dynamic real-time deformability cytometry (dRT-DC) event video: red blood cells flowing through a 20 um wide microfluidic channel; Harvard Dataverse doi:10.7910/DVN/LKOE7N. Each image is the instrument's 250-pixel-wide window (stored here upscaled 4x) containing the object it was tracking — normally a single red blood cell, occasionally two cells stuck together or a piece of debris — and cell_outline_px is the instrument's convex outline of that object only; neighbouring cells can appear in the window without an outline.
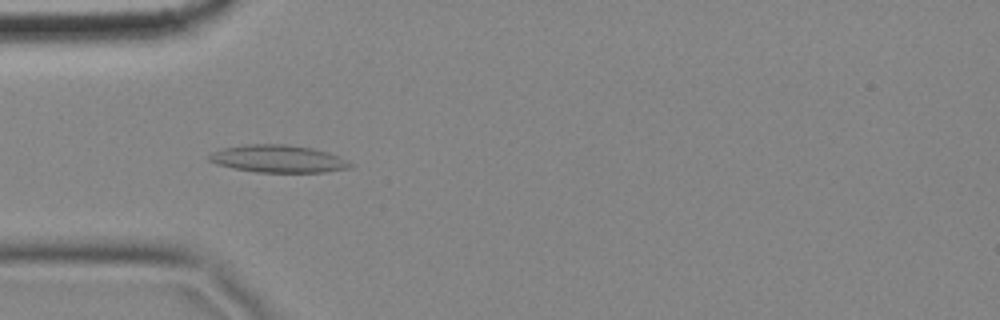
{"species": "common noctule bat (a hibernating species)", "species_latin": "Nyctalus noctula", "temperature_condition": "cold", "stored_images_in_passage": 6, "camera_frame_rate_fps": 3000, "um_per_image_px": 0.085, "animal": {"sex": "female", "body_mass_g": 18.4}, "frame": {"image": 1, "passage_image": 5, "time_ms": 1.333, "image_size_px": [1000, 320], "cell_outline_px": [[352, 168], [324, 172], [256, 172], [232, 168], [216, 164], [208, 160], [208, 156], [212, 152], [224, 148], [248, 144], [288, 144], [312, 148], [328, 152], [340, 156], [352, 164]], "centroid_in_image_um": [23.65, 13.5], "position_along_channel_um": 61.3, "area_um2": 22.66}}
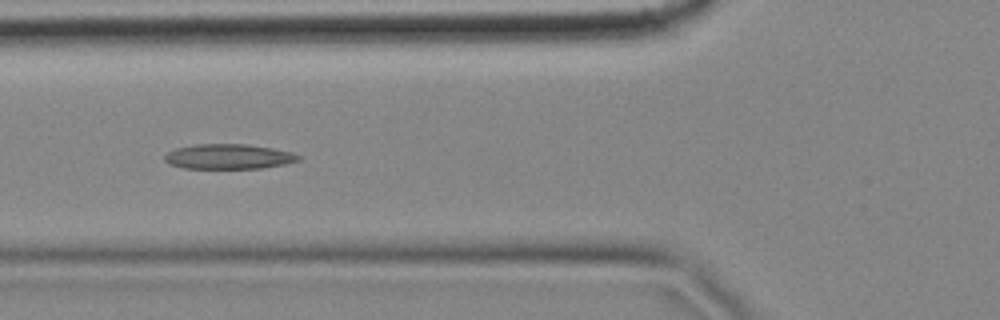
{"frame": {"image": 2, "passage_image": 6, "time_ms": 1.667, "image_size_px": [1000, 320], "cell_outline_px": [[300, 160], [284, 164], [264, 168], [184, 168], [168, 164], [164, 160], [164, 156], [168, 152], [176, 148], [196, 144], [248, 144], [272, 148], [292, 152], [300, 156]], "centroid_in_image_um": [19.42, 13.31], "position_along_channel_um": 106.4, "area_um2": 19.48}}